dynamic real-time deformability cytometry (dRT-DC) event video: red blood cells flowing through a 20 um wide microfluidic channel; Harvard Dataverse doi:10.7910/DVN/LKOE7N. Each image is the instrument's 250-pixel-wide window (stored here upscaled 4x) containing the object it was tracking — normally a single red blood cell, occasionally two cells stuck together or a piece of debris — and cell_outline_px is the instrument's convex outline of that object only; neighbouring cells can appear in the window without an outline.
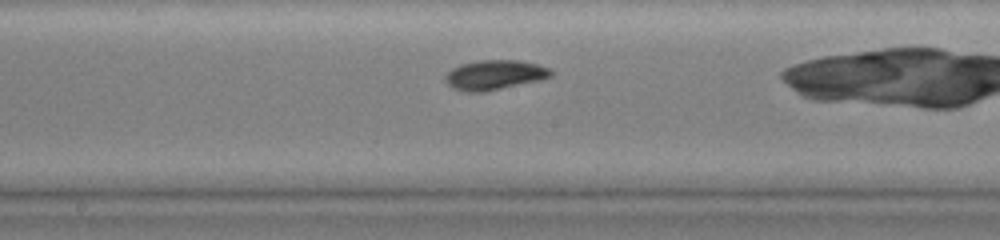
{"species": "common noctule bat (a hibernating species)", "species_latin": "Nyctalus noctula", "temperature_condition": "warm", "stored_images_in_passage": 21, "camera_frame_rate_fps": 3000, "um_per_image_px": 0.085, "animal": {"sex": "female", "body_mass_g": 19.0, "forearm_length_mm": 51.5}, "frame": {"image": 1, "passage_image": 12, "time_ms": 4.0, "image_size_px": [1000, 240], "cell_outline_px": [[552, 76], [540, 80], [484, 92], [464, 92], [452, 88], [444, 80], [444, 76], [452, 68], [460, 64], [476, 60], [520, 60], [536, 64], [548, 68], [552, 72]], "centroid_in_image_um": [41.99, 6.37], "position_along_channel_um": 206.2, "area_um2": 18.38}}
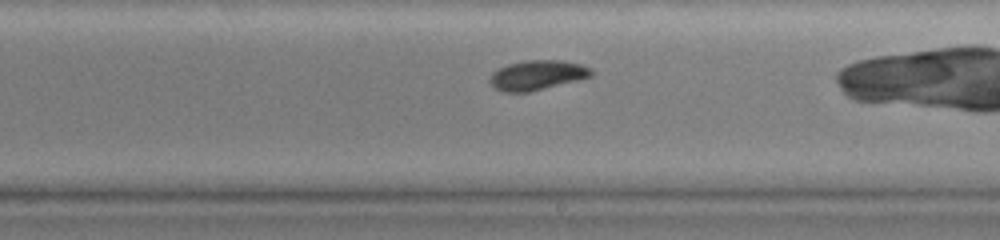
{"frame": {"image": 2, "passage_image": 15, "time_ms": 5.0, "image_size_px": [1000, 240], "cell_outline_px": [[592, 76], [528, 92], [504, 92], [496, 88], [488, 80], [492, 72], [508, 64], [524, 60], [560, 60], [580, 64], [592, 68]], "centroid_in_image_um": [45.64, 6.37], "position_along_channel_um": 243.4, "area_um2": 17.34}}
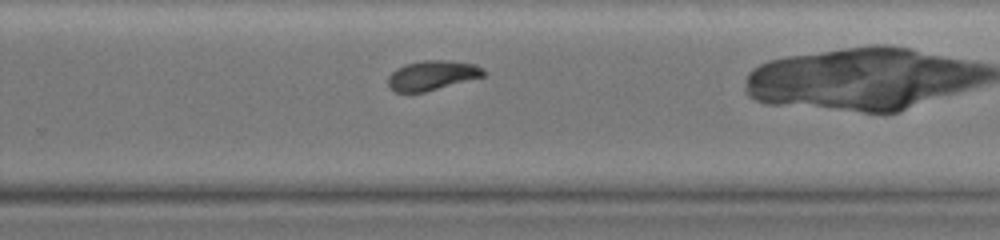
{"frame": {"image": 3, "passage_image": 18, "time_ms": 6.333, "image_size_px": [1000, 240], "cell_outline_px": [[488, 72], [484, 76], [424, 92], [396, 92], [388, 88], [388, 76], [396, 68], [408, 64], [424, 60], [448, 60], [476, 64], [484, 68]], "centroid_in_image_um": [36.75, 6.4], "position_along_channel_um": 293.0, "area_um2": 16.53}}